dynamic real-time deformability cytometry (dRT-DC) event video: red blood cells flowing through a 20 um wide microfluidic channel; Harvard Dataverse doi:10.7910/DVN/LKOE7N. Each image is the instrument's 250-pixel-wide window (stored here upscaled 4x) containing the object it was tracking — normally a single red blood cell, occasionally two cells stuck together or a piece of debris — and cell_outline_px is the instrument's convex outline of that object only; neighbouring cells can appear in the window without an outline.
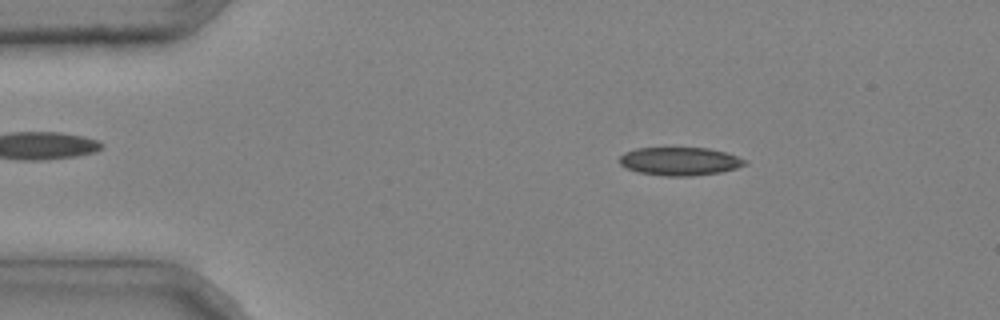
{"species": "common noctule bat (a hibernating species)", "species_latin": "Nyctalus noctula", "temperature_condition": "cold", "stored_images_in_passage": 4, "segment_of_instrument_passage": [1, 2], "camera_frame_rate_fps": 3000, "um_per_image_px": 0.085, "animal": {"sex": "male", "body_mass_g": 20.4}, "frame": {"image": 1, "passage_image": 2, "time_ms": 0.333, "image_size_px": [1000, 320], "cell_outline_px": [[748, 164], [736, 168], [720, 172], [692, 176], [668, 176], [640, 172], [624, 168], [620, 164], [620, 156], [624, 152], [636, 148], [708, 148], [724, 152], [748, 160]], "centroid_in_image_um": [57.78, 13.71], "position_along_channel_um": 27.2, "area_um2": 20.58}}